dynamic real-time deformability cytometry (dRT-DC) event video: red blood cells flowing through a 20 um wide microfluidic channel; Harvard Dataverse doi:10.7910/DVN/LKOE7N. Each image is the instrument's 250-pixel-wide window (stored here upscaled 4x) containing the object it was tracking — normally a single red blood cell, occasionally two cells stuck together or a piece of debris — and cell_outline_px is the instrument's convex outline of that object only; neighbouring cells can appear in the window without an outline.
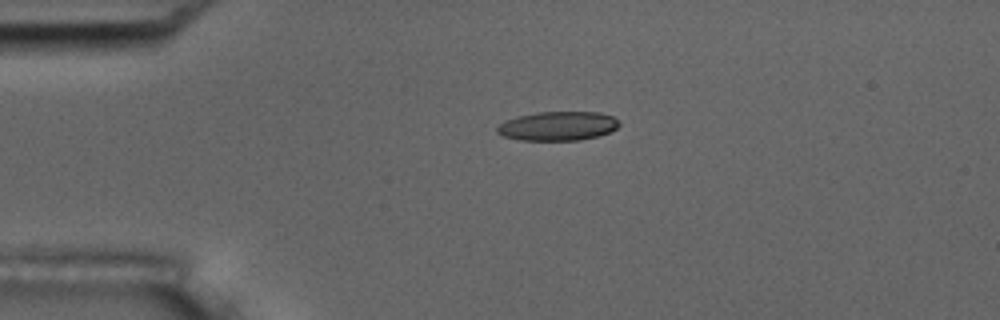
{"species": "common noctule bat (a hibernating species)", "species_latin": "Nyctalus noctula", "temperature_condition": "room temperature", "stored_images_in_passage": 3, "camera_frame_rate_fps": 3000, "um_per_image_px": 0.085, "animal": {"sex": "male", "body_mass_g": 17.5, "forearm_length_mm": 52.3}, "frame": {"image": 1, "passage_image": 1, "time_ms": 0.0, "image_size_px": [1000, 320], "cell_outline_px": [[620, 124], [616, 128], [600, 136], [580, 140], [520, 140], [504, 136], [496, 132], [496, 128], [504, 120], [516, 116], [540, 112], [600, 112], [612, 116], [620, 120]], "centroid_in_image_um": [47.42, 10.71], "position_along_channel_um": 37.6, "area_um2": 20.81}}